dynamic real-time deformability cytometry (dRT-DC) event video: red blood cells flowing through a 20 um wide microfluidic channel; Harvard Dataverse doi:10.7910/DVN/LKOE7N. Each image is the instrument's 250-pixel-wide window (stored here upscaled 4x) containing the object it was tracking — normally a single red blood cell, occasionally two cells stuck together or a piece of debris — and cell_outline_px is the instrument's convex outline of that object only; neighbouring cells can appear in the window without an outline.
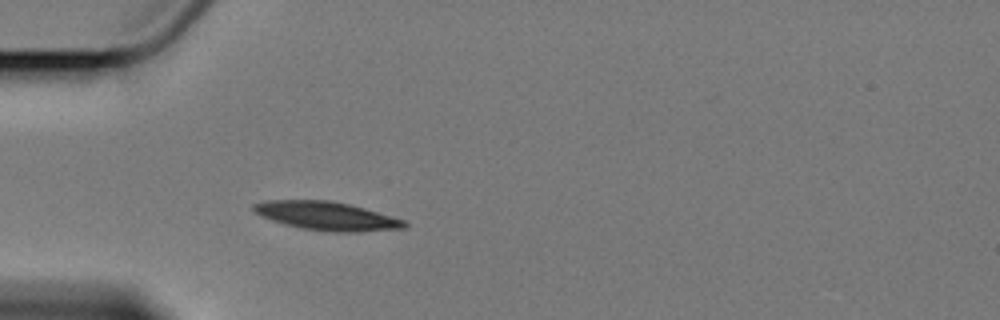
{"species": "Egyptian fruit bat (a non-hibernating species)", "species_latin": "Rousettus aegyptiacus", "temperature_condition": "cold", "stored_images_in_passage": 4, "camera_frame_rate_fps": 3000, "um_per_image_px": 0.085, "animal": {"sex": "female"}, "frame": {"image": 1, "passage_image": 4, "time_ms": 3.667, "image_size_px": [1000, 320], "cell_outline_px": [[408, 228], [360, 232], [332, 232], [300, 228], [284, 224], [260, 216], [252, 208], [252, 204], [268, 200], [328, 200], [348, 204], [364, 208], [404, 220], [408, 224]], "centroid_in_image_um": [27.77, 18.36], "position_along_channel_um": 57.2, "area_um2": 25.09}}